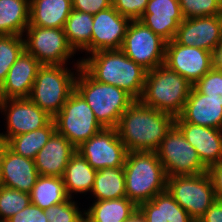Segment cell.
Masks as SVG:
<instances>
[{
  "label": "cell",
  "instance_id": "8",
  "mask_svg": "<svg viewBox=\"0 0 222 222\" xmlns=\"http://www.w3.org/2000/svg\"><path fill=\"white\" fill-rule=\"evenodd\" d=\"M53 121L56 132L63 135L75 148L103 129L93 110L76 90L70 94Z\"/></svg>",
  "mask_w": 222,
  "mask_h": 222
},
{
  "label": "cell",
  "instance_id": "6",
  "mask_svg": "<svg viewBox=\"0 0 222 222\" xmlns=\"http://www.w3.org/2000/svg\"><path fill=\"white\" fill-rule=\"evenodd\" d=\"M76 76L64 65H42L29 99L54 118L75 90Z\"/></svg>",
  "mask_w": 222,
  "mask_h": 222
},
{
  "label": "cell",
  "instance_id": "19",
  "mask_svg": "<svg viewBox=\"0 0 222 222\" xmlns=\"http://www.w3.org/2000/svg\"><path fill=\"white\" fill-rule=\"evenodd\" d=\"M41 66L37 59L24 50L0 86V99L29 98Z\"/></svg>",
  "mask_w": 222,
  "mask_h": 222
},
{
  "label": "cell",
  "instance_id": "13",
  "mask_svg": "<svg viewBox=\"0 0 222 222\" xmlns=\"http://www.w3.org/2000/svg\"><path fill=\"white\" fill-rule=\"evenodd\" d=\"M76 151L96 171L103 168L123 167L128 152L116 128H103L77 147Z\"/></svg>",
  "mask_w": 222,
  "mask_h": 222
},
{
  "label": "cell",
  "instance_id": "15",
  "mask_svg": "<svg viewBox=\"0 0 222 222\" xmlns=\"http://www.w3.org/2000/svg\"><path fill=\"white\" fill-rule=\"evenodd\" d=\"M174 40L180 45L206 49L217 56L222 45V14L184 19Z\"/></svg>",
  "mask_w": 222,
  "mask_h": 222
},
{
  "label": "cell",
  "instance_id": "3",
  "mask_svg": "<svg viewBox=\"0 0 222 222\" xmlns=\"http://www.w3.org/2000/svg\"><path fill=\"white\" fill-rule=\"evenodd\" d=\"M77 63L75 90L85 99L103 128H116L121 115L135 99L119 87L96 81L81 66V60Z\"/></svg>",
  "mask_w": 222,
  "mask_h": 222
},
{
  "label": "cell",
  "instance_id": "23",
  "mask_svg": "<svg viewBox=\"0 0 222 222\" xmlns=\"http://www.w3.org/2000/svg\"><path fill=\"white\" fill-rule=\"evenodd\" d=\"M146 222H195L167 190L138 206Z\"/></svg>",
  "mask_w": 222,
  "mask_h": 222
},
{
  "label": "cell",
  "instance_id": "35",
  "mask_svg": "<svg viewBox=\"0 0 222 222\" xmlns=\"http://www.w3.org/2000/svg\"><path fill=\"white\" fill-rule=\"evenodd\" d=\"M193 86L207 98L222 104V69L217 64Z\"/></svg>",
  "mask_w": 222,
  "mask_h": 222
},
{
  "label": "cell",
  "instance_id": "37",
  "mask_svg": "<svg viewBox=\"0 0 222 222\" xmlns=\"http://www.w3.org/2000/svg\"><path fill=\"white\" fill-rule=\"evenodd\" d=\"M148 0H112V6L124 17L139 20L145 12Z\"/></svg>",
  "mask_w": 222,
  "mask_h": 222
},
{
  "label": "cell",
  "instance_id": "41",
  "mask_svg": "<svg viewBox=\"0 0 222 222\" xmlns=\"http://www.w3.org/2000/svg\"><path fill=\"white\" fill-rule=\"evenodd\" d=\"M198 222H222V200H216Z\"/></svg>",
  "mask_w": 222,
  "mask_h": 222
},
{
  "label": "cell",
  "instance_id": "40",
  "mask_svg": "<svg viewBox=\"0 0 222 222\" xmlns=\"http://www.w3.org/2000/svg\"><path fill=\"white\" fill-rule=\"evenodd\" d=\"M208 173L214 185L216 198L222 200V162L211 166Z\"/></svg>",
  "mask_w": 222,
  "mask_h": 222
},
{
  "label": "cell",
  "instance_id": "27",
  "mask_svg": "<svg viewBox=\"0 0 222 222\" xmlns=\"http://www.w3.org/2000/svg\"><path fill=\"white\" fill-rule=\"evenodd\" d=\"M30 21V0H0V35L23 36Z\"/></svg>",
  "mask_w": 222,
  "mask_h": 222
},
{
  "label": "cell",
  "instance_id": "14",
  "mask_svg": "<svg viewBox=\"0 0 222 222\" xmlns=\"http://www.w3.org/2000/svg\"><path fill=\"white\" fill-rule=\"evenodd\" d=\"M0 110L7 114V133H0L1 143L16 135L41 129L53 119L29 98L0 99Z\"/></svg>",
  "mask_w": 222,
  "mask_h": 222
},
{
  "label": "cell",
  "instance_id": "5",
  "mask_svg": "<svg viewBox=\"0 0 222 222\" xmlns=\"http://www.w3.org/2000/svg\"><path fill=\"white\" fill-rule=\"evenodd\" d=\"M192 84L164 63L147 71L141 98L143 104L179 116L189 98Z\"/></svg>",
  "mask_w": 222,
  "mask_h": 222
},
{
  "label": "cell",
  "instance_id": "32",
  "mask_svg": "<svg viewBox=\"0 0 222 222\" xmlns=\"http://www.w3.org/2000/svg\"><path fill=\"white\" fill-rule=\"evenodd\" d=\"M22 37L21 35H0V86L11 66L25 50Z\"/></svg>",
  "mask_w": 222,
  "mask_h": 222
},
{
  "label": "cell",
  "instance_id": "1",
  "mask_svg": "<svg viewBox=\"0 0 222 222\" xmlns=\"http://www.w3.org/2000/svg\"><path fill=\"white\" fill-rule=\"evenodd\" d=\"M174 124L173 115L135 100L121 115L116 129L127 151L156 152Z\"/></svg>",
  "mask_w": 222,
  "mask_h": 222
},
{
  "label": "cell",
  "instance_id": "11",
  "mask_svg": "<svg viewBox=\"0 0 222 222\" xmlns=\"http://www.w3.org/2000/svg\"><path fill=\"white\" fill-rule=\"evenodd\" d=\"M25 32V51L42 65H65L75 54L63 29L28 26Z\"/></svg>",
  "mask_w": 222,
  "mask_h": 222
},
{
  "label": "cell",
  "instance_id": "46",
  "mask_svg": "<svg viewBox=\"0 0 222 222\" xmlns=\"http://www.w3.org/2000/svg\"><path fill=\"white\" fill-rule=\"evenodd\" d=\"M0 222H9L8 220H0Z\"/></svg>",
  "mask_w": 222,
  "mask_h": 222
},
{
  "label": "cell",
  "instance_id": "25",
  "mask_svg": "<svg viewBox=\"0 0 222 222\" xmlns=\"http://www.w3.org/2000/svg\"><path fill=\"white\" fill-rule=\"evenodd\" d=\"M96 170L92 168L88 161L79 153L75 152L62 176L66 193L72 198L71 193L91 192L94 186Z\"/></svg>",
  "mask_w": 222,
  "mask_h": 222
},
{
  "label": "cell",
  "instance_id": "42",
  "mask_svg": "<svg viewBox=\"0 0 222 222\" xmlns=\"http://www.w3.org/2000/svg\"><path fill=\"white\" fill-rule=\"evenodd\" d=\"M124 222H146V220L141 215V213L137 210L135 214L128 221H124Z\"/></svg>",
  "mask_w": 222,
  "mask_h": 222
},
{
  "label": "cell",
  "instance_id": "16",
  "mask_svg": "<svg viewBox=\"0 0 222 222\" xmlns=\"http://www.w3.org/2000/svg\"><path fill=\"white\" fill-rule=\"evenodd\" d=\"M130 22L113 6L93 15L91 54L100 50L120 49Z\"/></svg>",
  "mask_w": 222,
  "mask_h": 222
},
{
  "label": "cell",
  "instance_id": "24",
  "mask_svg": "<svg viewBox=\"0 0 222 222\" xmlns=\"http://www.w3.org/2000/svg\"><path fill=\"white\" fill-rule=\"evenodd\" d=\"M72 10V0H30L28 26L63 29Z\"/></svg>",
  "mask_w": 222,
  "mask_h": 222
},
{
  "label": "cell",
  "instance_id": "29",
  "mask_svg": "<svg viewBox=\"0 0 222 222\" xmlns=\"http://www.w3.org/2000/svg\"><path fill=\"white\" fill-rule=\"evenodd\" d=\"M31 203L45 210L69 199L62 177L39 175L30 192Z\"/></svg>",
  "mask_w": 222,
  "mask_h": 222
},
{
  "label": "cell",
  "instance_id": "34",
  "mask_svg": "<svg viewBox=\"0 0 222 222\" xmlns=\"http://www.w3.org/2000/svg\"><path fill=\"white\" fill-rule=\"evenodd\" d=\"M184 19L222 14V0H179Z\"/></svg>",
  "mask_w": 222,
  "mask_h": 222
},
{
  "label": "cell",
  "instance_id": "2",
  "mask_svg": "<svg viewBox=\"0 0 222 222\" xmlns=\"http://www.w3.org/2000/svg\"><path fill=\"white\" fill-rule=\"evenodd\" d=\"M96 80L125 90L135 100L142 96L147 70L129 59L121 49L100 50L81 60Z\"/></svg>",
  "mask_w": 222,
  "mask_h": 222
},
{
  "label": "cell",
  "instance_id": "45",
  "mask_svg": "<svg viewBox=\"0 0 222 222\" xmlns=\"http://www.w3.org/2000/svg\"><path fill=\"white\" fill-rule=\"evenodd\" d=\"M82 222H90L86 217L82 219Z\"/></svg>",
  "mask_w": 222,
  "mask_h": 222
},
{
  "label": "cell",
  "instance_id": "4",
  "mask_svg": "<svg viewBox=\"0 0 222 222\" xmlns=\"http://www.w3.org/2000/svg\"><path fill=\"white\" fill-rule=\"evenodd\" d=\"M123 168L126 197L137 207L166 190L167 175L157 152L128 151Z\"/></svg>",
  "mask_w": 222,
  "mask_h": 222
},
{
  "label": "cell",
  "instance_id": "17",
  "mask_svg": "<svg viewBox=\"0 0 222 222\" xmlns=\"http://www.w3.org/2000/svg\"><path fill=\"white\" fill-rule=\"evenodd\" d=\"M175 125L195 148L202 164L209 169L222 162V130L185 122L175 117Z\"/></svg>",
  "mask_w": 222,
  "mask_h": 222
},
{
  "label": "cell",
  "instance_id": "22",
  "mask_svg": "<svg viewBox=\"0 0 222 222\" xmlns=\"http://www.w3.org/2000/svg\"><path fill=\"white\" fill-rule=\"evenodd\" d=\"M179 116L188 123L222 130V104L207 98L194 86Z\"/></svg>",
  "mask_w": 222,
  "mask_h": 222
},
{
  "label": "cell",
  "instance_id": "36",
  "mask_svg": "<svg viewBox=\"0 0 222 222\" xmlns=\"http://www.w3.org/2000/svg\"><path fill=\"white\" fill-rule=\"evenodd\" d=\"M76 202L72 198L45 209L48 222H82L84 213L79 211Z\"/></svg>",
  "mask_w": 222,
  "mask_h": 222
},
{
  "label": "cell",
  "instance_id": "26",
  "mask_svg": "<svg viewBox=\"0 0 222 222\" xmlns=\"http://www.w3.org/2000/svg\"><path fill=\"white\" fill-rule=\"evenodd\" d=\"M138 210V207L127 197L95 201L85 217L90 222H124L128 221Z\"/></svg>",
  "mask_w": 222,
  "mask_h": 222
},
{
  "label": "cell",
  "instance_id": "43",
  "mask_svg": "<svg viewBox=\"0 0 222 222\" xmlns=\"http://www.w3.org/2000/svg\"><path fill=\"white\" fill-rule=\"evenodd\" d=\"M217 65L222 69V45L220 47V50L216 56Z\"/></svg>",
  "mask_w": 222,
  "mask_h": 222
},
{
  "label": "cell",
  "instance_id": "28",
  "mask_svg": "<svg viewBox=\"0 0 222 222\" xmlns=\"http://www.w3.org/2000/svg\"><path fill=\"white\" fill-rule=\"evenodd\" d=\"M93 15L73 9L67 18L63 30L69 45L76 50L91 53Z\"/></svg>",
  "mask_w": 222,
  "mask_h": 222
},
{
  "label": "cell",
  "instance_id": "9",
  "mask_svg": "<svg viewBox=\"0 0 222 222\" xmlns=\"http://www.w3.org/2000/svg\"><path fill=\"white\" fill-rule=\"evenodd\" d=\"M167 177L198 175L208 172L195 148L174 124L156 151Z\"/></svg>",
  "mask_w": 222,
  "mask_h": 222
},
{
  "label": "cell",
  "instance_id": "33",
  "mask_svg": "<svg viewBox=\"0 0 222 222\" xmlns=\"http://www.w3.org/2000/svg\"><path fill=\"white\" fill-rule=\"evenodd\" d=\"M30 203V193L0 186V220H8Z\"/></svg>",
  "mask_w": 222,
  "mask_h": 222
},
{
  "label": "cell",
  "instance_id": "10",
  "mask_svg": "<svg viewBox=\"0 0 222 222\" xmlns=\"http://www.w3.org/2000/svg\"><path fill=\"white\" fill-rule=\"evenodd\" d=\"M166 41L139 20H131L121 50L147 71L165 61Z\"/></svg>",
  "mask_w": 222,
  "mask_h": 222
},
{
  "label": "cell",
  "instance_id": "7",
  "mask_svg": "<svg viewBox=\"0 0 222 222\" xmlns=\"http://www.w3.org/2000/svg\"><path fill=\"white\" fill-rule=\"evenodd\" d=\"M166 190L195 222L217 200L208 172L167 177Z\"/></svg>",
  "mask_w": 222,
  "mask_h": 222
},
{
  "label": "cell",
  "instance_id": "12",
  "mask_svg": "<svg viewBox=\"0 0 222 222\" xmlns=\"http://www.w3.org/2000/svg\"><path fill=\"white\" fill-rule=\"evenodd\" d=\"M164 64L194 85L216 64V55L196 46H184L174 39L166 42Z\"/></svg>",
  "mask_w": 222,
  "mask_h": 222
},
{
  "label": "cell",
  "instance_id": "21",
  "mask_svg": "<svg viewBox=\"0 0 222 222\" xmlns=\"http://www.w3.org/2000/svg\"><path fill=\"white\" fill-rule=\"evenodd\" d=\"M76 148L55 132L37 153L34 162L39 175L62 177Z\"/></svg>",
  "mask_w": 222,
  "mask_h": 222
},
{
  "label": "cell",
  "instance_id": "39",
  "mask_svg": "<svg viewBox=\"0 0 222 222\" xmlns=\"http://www.w3.org/2000/svg\"><path fill=\"white\" fill-rule=\"evenodd\" d=\"M112 6V0H72L73 9L95 15Z\"/></svg>",
  "mask_w": 222,
  "mask_h": 222
},
{
  "label": "cell",
  "instance_id": "44",
  "mask_svg": "<svg viewBox=\"0 0 222 222\" xmlns=\"http://www.w3.org/2000/svg\"><path fill=\"white\" fill-rule=\"evenodd\" d=\"M0 186H2V143L0 142Z\"/></svg>",
  "mask_w": 222,
  "mask_h": 222
},
{
  "label": "cell",
  "instance_id": "30",
  "mask_svg": "<svg viewBox=\"0 0 222 222\" xmlns=\"http://www.w3.org/2000/svg\"><path fill=\"white\" fill-rule=\"evenodd\" d=\"M92 194L95 201L126 197L124 168H103L96 172Z\"/></svg>",
  "mask_w": 222,
  "mask_h": 222
},
{
  "label": "cell",
  "instance_id": "18",
  "mask_svg": "<svg viewBox=\"0 0 222 222\" xmlns=\"http://www.w3.org/2000/svg\"><path fill=\"white\" fill-rule=\"evenodd\" d=\"M183 20L179 0H148L145 12L139 19L166 42L175 38Z\"/></svg>",
  "mask_w": 222,
  "mask_h": 222
},
{
  "label": "cell",
  "instance_id": "38",
  "mask_svg": "<svg viewBox=\"0 0 222 222\" xmlns=\"http://www.w3.org/2000/svg\"><path fill=\"white\" fill-rule=\"evenodd\" d=\"M9 222H48L45 211L30 203L23 210L8 219Z\"/></svg>",
  "mask_w": 222,
  "mask_h": 222
},
{
  "label": "cell",
  "instance_id": "20",
  "mask_svg": "<svg viewBox=\"0 0 222 222\" xmlns=\"http://www.w3.org/2000/svg\"><path fill=\"white\" fill-rule=\"evenodd\" d=\"M39 177L33 159L23 157L2 143V185L30 193Z\"/></svg>",
  "mask_w": 222,
  "mask_h": 222
},
{
  "label": "cell",
  "instance_id": "31",
  "mask_svg": "<svg viewBox=\"0 0 222 222\" xmlns=\"http://www.w3.org/2000/svg\"><path fill=\"white\" fill-rule=\"evenodd\" d=\"M56 132L53 119L41 129L16 135L10 138L5 144L16 154L30 159H35L37 153L48 142Z\"/></svg>",
  "mask_w": 222,
  "mask_h": 222
}]
</instances>
